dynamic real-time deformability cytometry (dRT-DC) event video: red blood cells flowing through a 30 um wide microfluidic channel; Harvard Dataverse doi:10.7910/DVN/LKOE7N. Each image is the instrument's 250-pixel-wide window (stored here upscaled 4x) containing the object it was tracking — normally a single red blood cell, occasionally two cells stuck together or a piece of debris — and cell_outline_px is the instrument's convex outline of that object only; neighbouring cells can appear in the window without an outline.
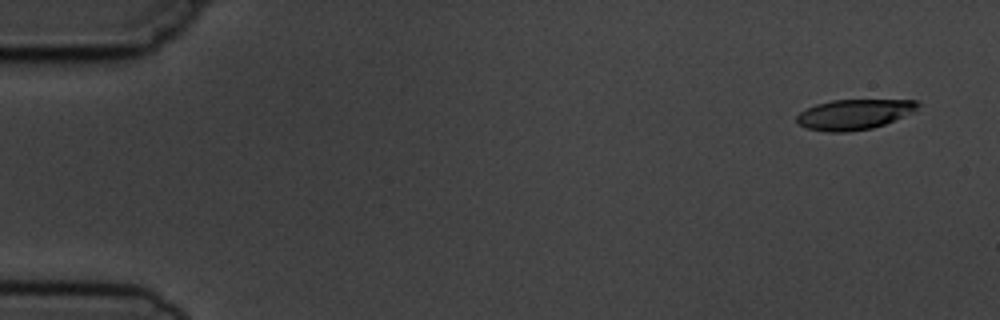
{"species": "common noctule bat (a hibernating species)", "species_latin": "Nyctalus noctula", "temperature_condition": "cold", "stored_images_in_passage": 4, "camera_frame_rate_fps": 3000, "um_per_image_px": 0.085, "animal": {"sex": "male", "body_mass_g": 19.5, "forearm_length_mm": 54.6}, "frame": {"image": 1, "passage_image": 1, "time_ms": 0.0, "image_size_px": [1000, 320], "cell_outline_px": [[920, 104], [916, 112], [884, 124], [872, 128], [848, 132], [828, 132], [808, 128], [800, 124], [796, 120], [796, 116], [800, 112], [816, 104], [832, 100], [916, 100]], "centroid_in_image_um": [72.64, 9.72], "position_along_channel_um": 12.4, "area_um2": 21.33}}